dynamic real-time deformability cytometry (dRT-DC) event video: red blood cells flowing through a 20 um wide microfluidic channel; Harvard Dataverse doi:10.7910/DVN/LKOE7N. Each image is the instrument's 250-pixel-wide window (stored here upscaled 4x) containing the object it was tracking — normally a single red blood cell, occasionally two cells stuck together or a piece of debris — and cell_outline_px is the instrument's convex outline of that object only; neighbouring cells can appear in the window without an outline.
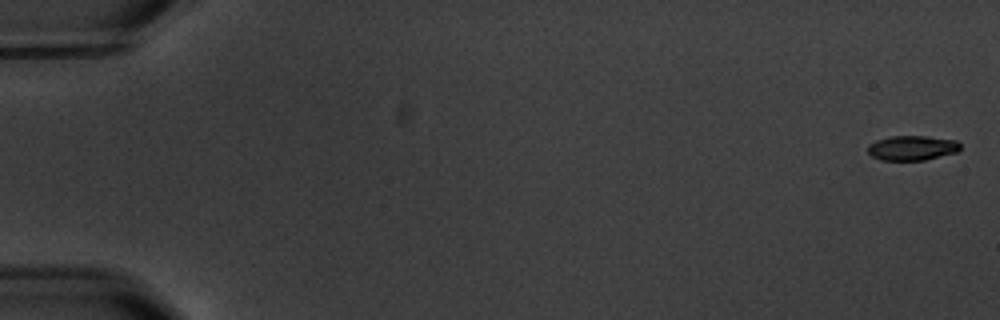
{"species": "common noctule bat (a hibernating species)", "species_latin": "Nyctalus noctula", "temperature_condition": "warm", "stored_images_in_passage": 5, "camera_frame_rate_fps": 3000, "um_per_image_px": 0.085, "animal": {"sex": "male", "body_mass_g": 20.1, "forearm_length_mm": 53.5}, "frame": {"image": 1, "passage_image": 1, "time_ms": 0.0, "image_size_px": [1000, 320], "cell_outline_px": [[960, 148], [956, 152], [924, 160], [880, 160], [872, 156], [868, 152], [868, 144], [876, 140], [888, 136], [928, 136], [956, 140], [960, 144]], "centroid_in_image_um": [77.5, 12.56], "position_along_channel_um": 7.5, "area_um2": 13.35}}
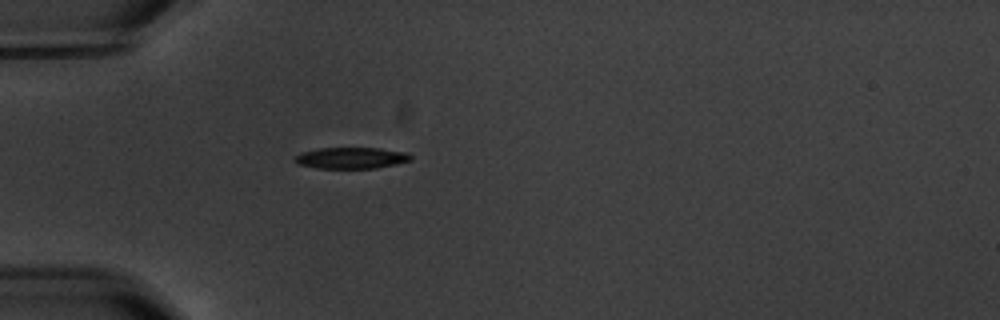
{"frame": {"image": 2, "passage_image": 5, "time_ms": 5.667, "image_size_px": [1000, 320], "cell_outline_px": [[412, 160], [396, 164], [376, 168], [316, 168], [300, 164], [292, 160], [300, 152], [320, 148], [380, 148], [408, 152], [412, 156]], "centroid_in_image_um": [29.88, 13.42], "position_along_channel_um": 55.1, "area_um2": 14.45}}